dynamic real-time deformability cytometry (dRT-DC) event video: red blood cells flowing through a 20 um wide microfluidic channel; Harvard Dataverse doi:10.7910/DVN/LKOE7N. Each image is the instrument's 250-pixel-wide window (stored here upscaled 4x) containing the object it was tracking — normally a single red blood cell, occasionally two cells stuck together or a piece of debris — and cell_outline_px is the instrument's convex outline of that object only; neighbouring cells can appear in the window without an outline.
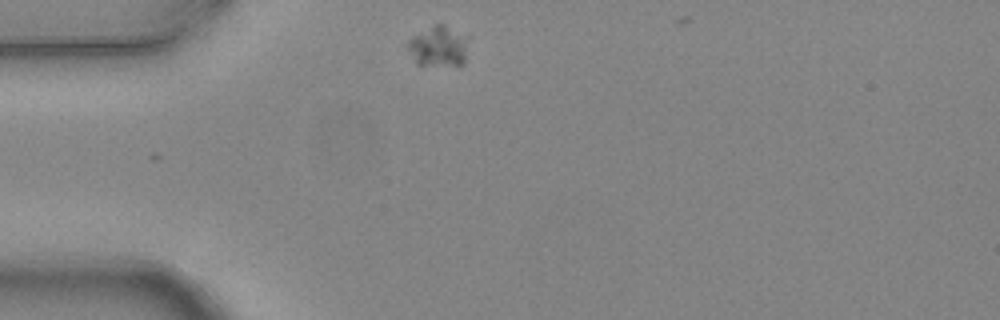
{"species": "common noctule bat (a hibernating species)", "species_latin": "Nyctalus noctula", "temperature_condition": "warm", "stored_images_in_passage": 1, "camera_frame_rate_fps": 3000, "um_per_image_px": 0.085, "animal": {"sex": "female", "body_mass_g": 24.6, "forearm_length_mm": 56.2}, "frame": {"image": 1, "passage_image": 1, "time_ms": 0.0, "image_size_px": [1000, 320], "cell_outline_px": [[464, 64], [416, 64], [408, 48], [408, 40], [412, 36], [436, 24], [440, 24], [464, 44]], "centroid_in_image_um": [37.09, 4.0], "position_along_channel_um": 47.9, "area_um2": 12.54}}